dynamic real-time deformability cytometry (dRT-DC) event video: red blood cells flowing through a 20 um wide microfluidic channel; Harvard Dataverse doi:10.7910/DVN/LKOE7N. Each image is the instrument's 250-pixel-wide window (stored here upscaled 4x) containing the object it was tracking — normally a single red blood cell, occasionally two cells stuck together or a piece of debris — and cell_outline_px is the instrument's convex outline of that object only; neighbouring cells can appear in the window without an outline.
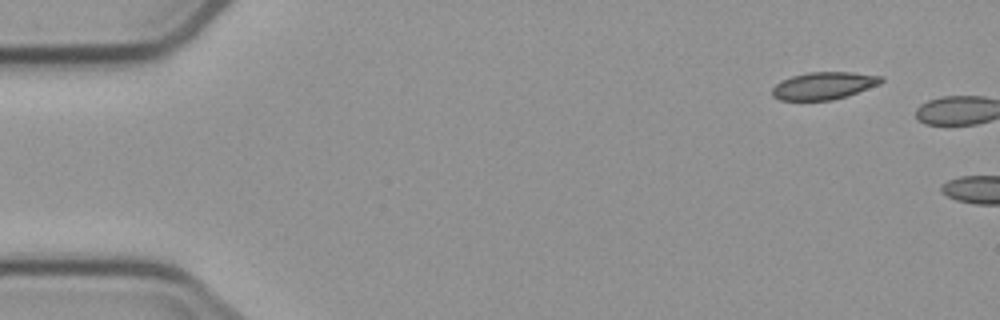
{"species": "common noctule bat (a hibernating species)", "species_latin": "Nyctalus noctula", "temperature_condition": "cold", "stored_images_in_passage": 5, "segment_of_instrument_passage": [2, 2], "camera_frame_rate_fps": 3000, "um_per_image_px": 0.085, "animal": {"sex": "male", "body_mass_g": 23.1, "forearm_length_mm": 52.7}, "frame": {"image": 1, "passage_image": 5, "time_ms": 5.333, "image_size_px": [1000, 320], "cell_outline_px": [[884, 80], [880, 84], [832, 100], [780, 100], [772, 96], [772, 88], [780, 80], [792, 76], [808, 72], [852, 72], [884, 76]], "centroid_in_image_um": [70.0, 7.27], "position_along_channel_um": 15.0, "area_um2": 17.34}}